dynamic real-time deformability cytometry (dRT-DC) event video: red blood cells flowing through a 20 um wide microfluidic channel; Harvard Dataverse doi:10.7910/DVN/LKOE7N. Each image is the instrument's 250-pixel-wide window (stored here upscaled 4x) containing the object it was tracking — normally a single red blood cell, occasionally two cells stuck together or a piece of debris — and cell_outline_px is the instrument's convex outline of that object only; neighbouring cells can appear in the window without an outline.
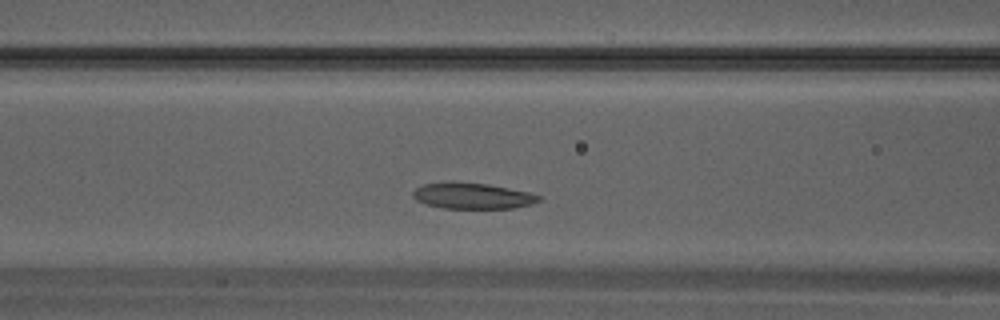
{"species": "Egyptian fruit bat (a non-hibernating species)", "species_latin": "Rousettus aegyptiacus", "temperature_condition": "warm", "stored_images_in_passage": 26, "camera_frame_rate_fps": 3000, "um_per_image_px": 0.085, "animal": {"sex": "male"}, "frame": {"image": 1, "passage_image": 7, "time_ms": 2.0, "image_size_px": [1000, 320], "cell_outline_px": [[540, 200], [532, 204], [512, 208], [444, 208], [428, 204], [416, 200], [412, 196], [412, 192], [416, 188], [424, 184], [452, 180], [488, 184], [528, 192], [540, 196]], "centroid_in_image_um": [40.12, 16.62], "position_along_channel_um": 126.5, "area_um2": 19.13}}
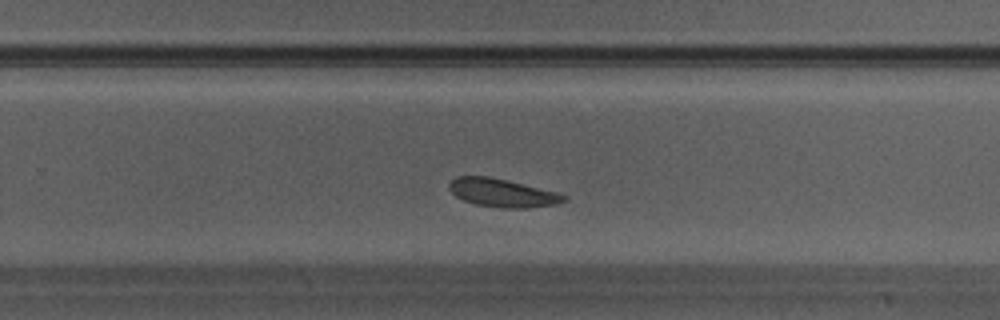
{"frame": {"image": 2, "passage_image": 15, "time_ms": 4.667, "image_size_px": [1000, 320], "cell_outline_px": [[568, 200], [560, 204], [528, 208], [500, 208], [476, 204], [464, 200], [456, 196], [448, 188], [448, 184], [456, 176], [488, 176], [508, 180], [556, 192], [568, 196]], "centroid_in_image_um": [42.73, 16.4], "position_along_channel_um": 287.1, "area_um2": 19.02}}
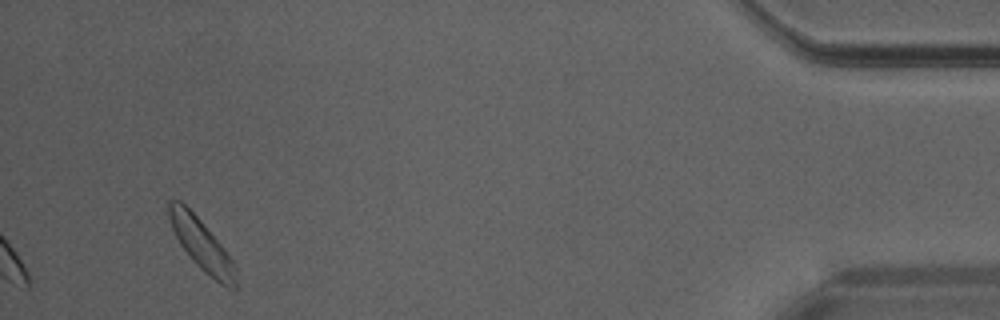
{"frame": {"image": 3, "passage_image": 25, "time_ms": 8.0, "image_size_px": [1000, 320], "cell_outline_px": [[236, 288], [228, 288], [220, 284], [204, 272], [196, 264], [180, 244], [172, 228], [168, 216], [168, 200], [180, 200], [200, 220], [224, 248], [232, 260], [236, 268]], "centroid_in_image_um": [17.13, 20.81], "position_along_channel_um": 418.1, "area_um2": 19.65}}